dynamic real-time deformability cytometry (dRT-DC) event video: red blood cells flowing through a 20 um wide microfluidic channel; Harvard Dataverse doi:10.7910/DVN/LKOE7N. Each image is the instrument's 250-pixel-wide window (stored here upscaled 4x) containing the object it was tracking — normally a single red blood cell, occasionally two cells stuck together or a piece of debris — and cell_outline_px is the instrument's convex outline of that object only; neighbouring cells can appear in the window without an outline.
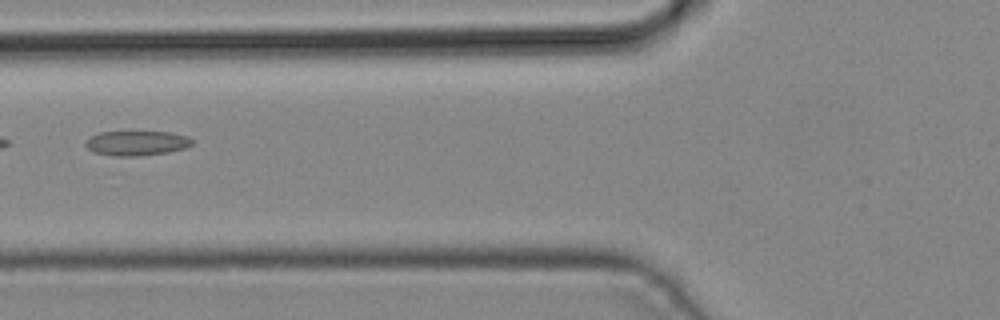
{"species": "common noctule bat (a hibernating species)", "species_latin": "Nyctalus noctula", "temperature_condition": "cold", "stored_images_in_passage": 5, "camera_frame_rate_fps": 3000, "um_per_image_px": 0.085, "animal": {"sex": "male", "body_mass_g": 19.2, "forearm_length_mm": 51.8}, "frame": {"image": 1, "passage_image": 4, "time_ms": 1.0, "image_size_px": [1000, 320], "cell_outline_px": [[192, 144], [184, 148], [168, 152], [136, 156], [116, 156], [92, 152], [84, 144], [84, 140], [100, 132], [172, 132], [188, 136], [192, 140]], "centroid_in_image_um": [11.59, 12.16], "position_along_channel_um": 114.2, "area_um2": 15.32}}
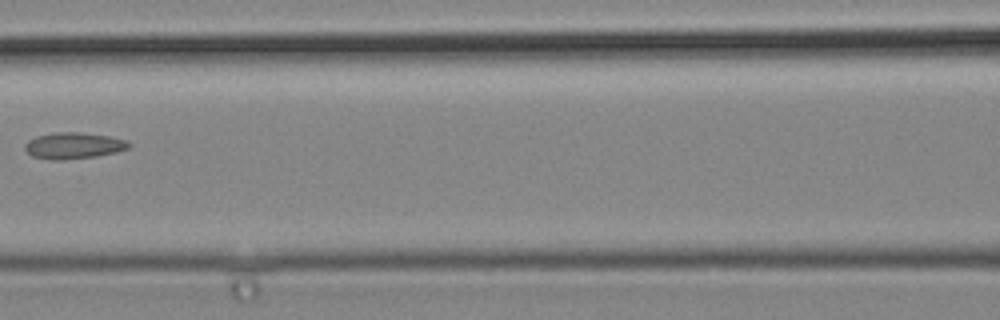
{"frame": {"image": 2, "passage_image": 5, "time_ms": 1.333, "image_size_px": [1000, 320], "cell_outline_px": [[132, 144], [128, 148], [116, 152], [96, 156], [64, 160], [52, 160], [32, 156], [24, 148], [24, 144], [28, 140], [36, 136], [56, 132], [80, 132], [108, 136], [128, 140]], "centroid_in_image_um": [6.25, 12.37], "position_along_channel_um": 160.3, "area_um2": 16.01}}